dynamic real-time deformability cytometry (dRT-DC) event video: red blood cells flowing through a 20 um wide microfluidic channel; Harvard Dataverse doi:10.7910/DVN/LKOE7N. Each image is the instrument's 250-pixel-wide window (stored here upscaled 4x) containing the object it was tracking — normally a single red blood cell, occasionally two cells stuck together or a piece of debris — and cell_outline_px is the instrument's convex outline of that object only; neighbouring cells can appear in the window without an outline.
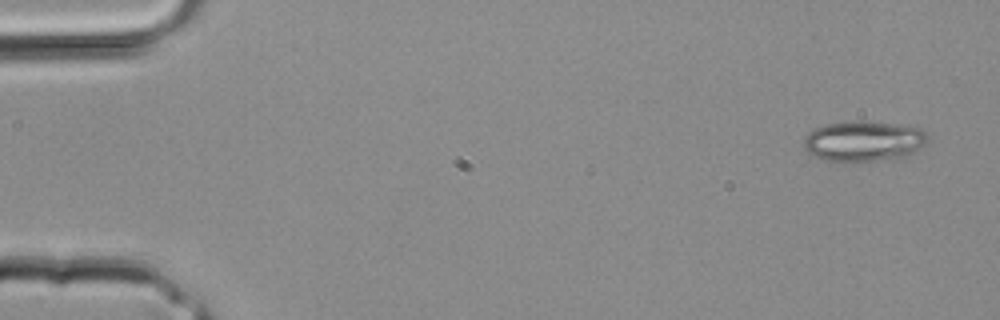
{"species": "common noctule bat (a hibernating species)", "species_latin": "Nyctalus noctula", "temperature_condition": "room temperature", "stored_images_in_passage": 3, "camera_frame_rate_fps": 3000, "um_per_image_px": 0.085, "animal": {"sex": "male", "body_mass_g": 20.4}, "frame": {"image": 1, "passage_image": 1, "time_ms": 0.0, "image_size_px": [1000, 320], "cell_outline_px": [[928, 140], [920, 148], [896, 160], [852, 164], [824, 160], [808, 152], [804, 148], [804, 136], [808, 132], [824, 124], [856, 120], [864, 120], [896, 124], [920, 128], [928, 136]], "centroid_in_image_um": [73.39, 12.03], "position_along_channel_um": 11.6, "area_um2": 30.17}}